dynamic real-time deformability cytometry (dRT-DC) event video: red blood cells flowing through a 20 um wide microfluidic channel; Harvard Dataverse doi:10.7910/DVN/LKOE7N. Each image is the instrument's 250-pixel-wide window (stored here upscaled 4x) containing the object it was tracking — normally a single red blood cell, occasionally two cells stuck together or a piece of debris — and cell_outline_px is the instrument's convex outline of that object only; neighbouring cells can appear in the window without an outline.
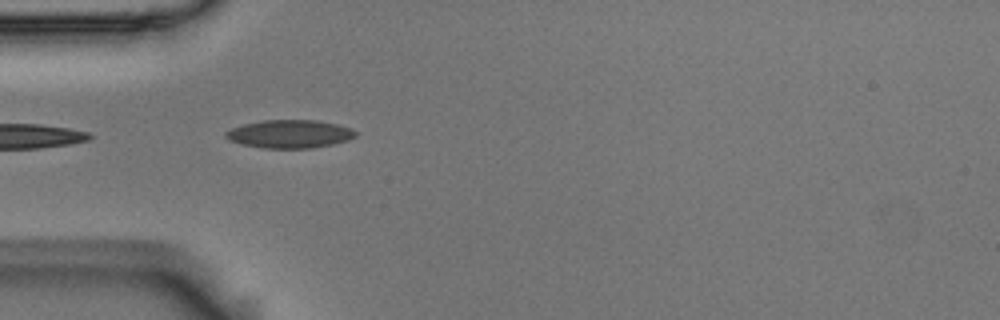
{"species": "Egyptian fruit bat (a non-hibernating species)", "species_latin": "Rousettus aegyptiacus", "temperature_condition": "room temperature", "stored_images_in_passage": 3, "camera_frame_rate_fps": 3000, "um_per_image_px": 0.085, "animal": {"sex": "male"}, "frame": {"image": 1, "passage_image": 1, "time_ms": 0.0, "image_size_px": [1000, 320], "cell_outline_px": [[356, 136], [348, 140], [332, 144], [312, 148], [264, 148], [244, 144], [228, 140], [224, 136], [224, 132], [232, 128], [244, 124], [264, 120], [316, 120], [336, 124], [352, 128], [356, 132]], "centroid_in_image_um": [24.62, 11.38], "position_along_channel_um": 60.4, "area_um2": 21.21}}